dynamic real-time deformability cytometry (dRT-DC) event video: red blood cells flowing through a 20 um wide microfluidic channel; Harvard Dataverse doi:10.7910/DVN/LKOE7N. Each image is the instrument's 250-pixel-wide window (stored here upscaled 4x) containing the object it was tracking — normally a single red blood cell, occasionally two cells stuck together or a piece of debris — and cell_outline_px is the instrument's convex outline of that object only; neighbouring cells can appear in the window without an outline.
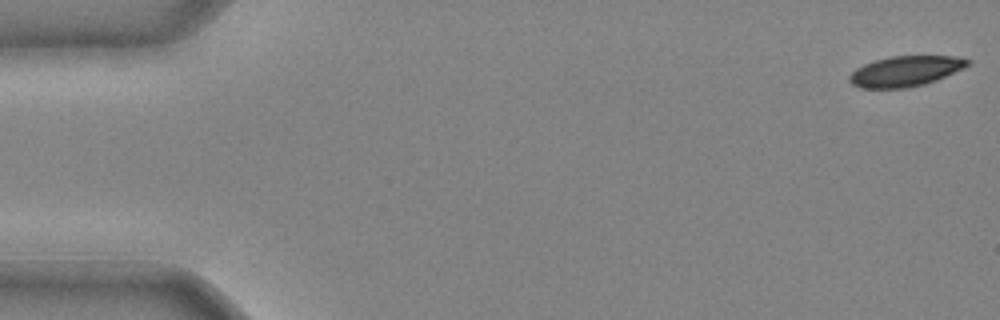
{"species": "common noctule bat (a hibernating species)", "species_latin": "Nyctalus noctula", "temperature_condition": "cold", "stored_images_in_passage": 14, "camera_frame_rate_fps": 3000, "um_per_image_px": 0.085, "animal": {"sex": "male", "body_mass_g": 20.4}, "frame": {"image": 1, "passage_image": 1, "time_ms": 0.0, "image_size_px": [1000, 320], "cell_outline_px": [[972, 64], [964, 68], [936, 80], [924, 84], [904, 88], [860, 88], [852, 84], [848, 80], [848, 76], [856, 68], [864, 64], [876, 60], [892, 56], [956, 56], [972, 60]], "centroid_in_image_um": [76.98, 6.05], "position_along_channel_um": 8.0, "area_um2": 20.98}}
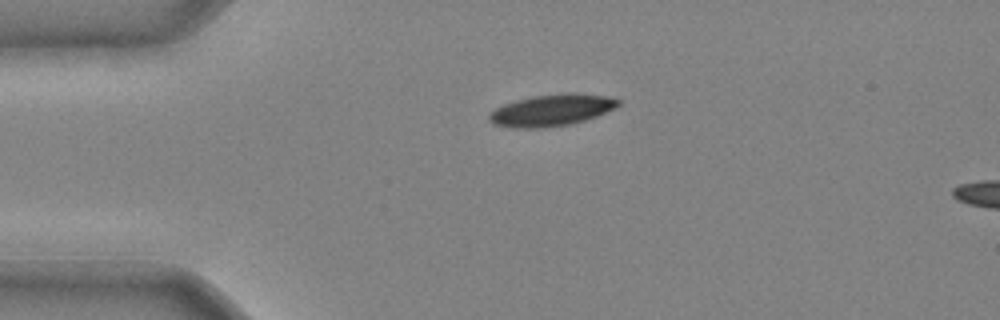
{"frame": {"image": 2, "passage_image": 10, "time_ms": 3.0, "image_size_px": [1000, 320], "cell_outline_px": [[620, 104], [616, 108], [596, 116], [572, 124], [544, 128], [516, 128], [492, 124], [488, 120], [488, 116], [496, 108], [504, 104], [516, 100], [532, 96], [604, 96], [620, 100]], "centroid_in_image_um": [46.81, 9.43], "position_along_channel_um": 38.2, "area_um2": 22.77}}